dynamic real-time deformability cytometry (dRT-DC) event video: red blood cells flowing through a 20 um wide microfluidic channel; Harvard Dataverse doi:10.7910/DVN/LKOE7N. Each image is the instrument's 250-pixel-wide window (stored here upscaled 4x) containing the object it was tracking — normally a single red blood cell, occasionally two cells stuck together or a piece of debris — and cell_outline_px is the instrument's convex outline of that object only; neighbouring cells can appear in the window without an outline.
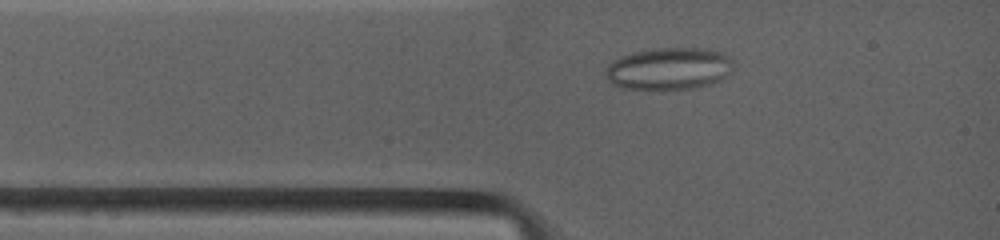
{"species": "common noctule bat (a hibernating species)", "species_latin": "Nyctalus noctula", "temperature_condition": "warm", "stored_images_in_passage": 17, "camera_frame_rate_fps": 4500, "um_per_image_px": 0.085, "animal": {"sex": "female", "body_mass_g": 19.0, "forearm_length_mm": 53.3}, "frame": {"image": 1, "passage_image": 6, "time_ms": 1.333, "image_size_px": [1000, 240], "cell_outline_px": [[732, 72], [708, 84], [692, 88], [624, 88], [608, 80], [604, 76], [604, 72], [620, 56], [636, 52], [660, 48], [708, 48], [728, 56], [732, 60]], "centroid_in_image_um": [56.88, 5.81], "position_along_channel_um": 28.1, "area_um2": 30.52}}
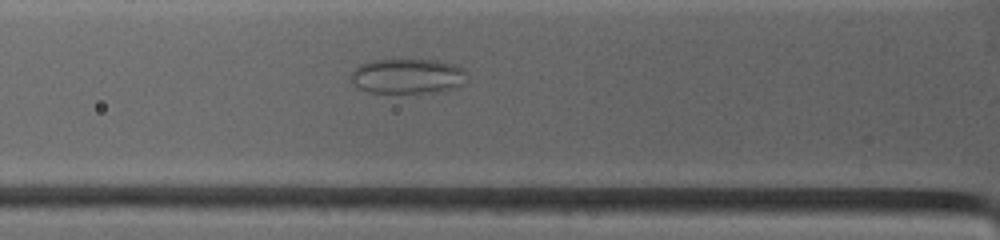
{"frame": {"image": 2, "passage_image": 14, "time_ms": 3.111, "image_size_px": [1000, 240], "cell_outline_px": [[468, 84], [432, 92], [368, 92], [360, 88], [352, 80], [352, 72], [360, 64], [372, 60], [436, 60], [456, 64], [464, 68]], "centroid_in_image_um": [34.71, 6.46], "position_along_channel_um": 91.1, "area_um2": 23.47}}